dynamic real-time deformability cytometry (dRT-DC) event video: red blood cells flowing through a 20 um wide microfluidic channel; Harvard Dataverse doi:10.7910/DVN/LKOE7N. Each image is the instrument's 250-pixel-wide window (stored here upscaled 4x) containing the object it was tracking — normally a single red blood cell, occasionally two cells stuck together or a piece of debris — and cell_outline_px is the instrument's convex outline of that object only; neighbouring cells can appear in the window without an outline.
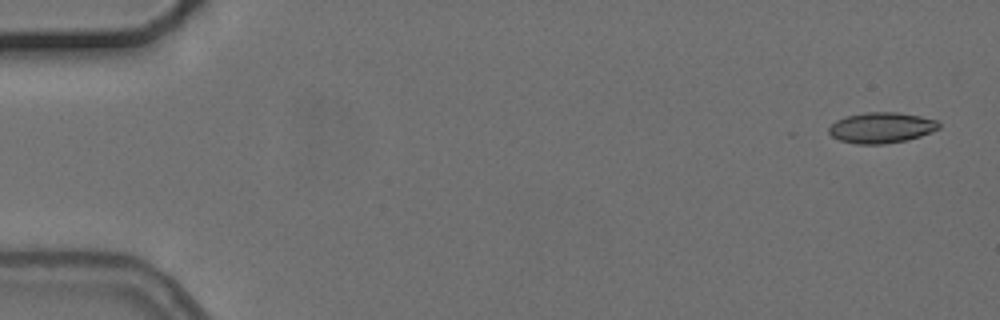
{"species": "common noctule bat (a hibernating species)", "species_latin": "Nyctalus noctula", "temperature_condition": "cold", "stored_images_in_passage": 7, "camera_frame_rate_fps": 3000, "um_per_image_px": 0.085, "animal": {"sex": "female", "body_mass_g": 24.6, "forearm_length_mm": 56.2}, "frame": {"image": 1, "passage_image": 1, "time_ms": 0.0, "image_size_px": [1000, 320], "cell_outline_px": [[940, 128], [920, 136], [908, 140], [884, 144], [856, 144], [840, 140], [832, 136], [828, 132], [828, 128], [836, 120], [844, 116], [864, 112], [896, 112], [920, 116], [936, 120], [940, 124]], "centroid_in_image_um": [74.9, 10.85], "position_along_channel_um": 10.1, "area_um2": 19.77}}
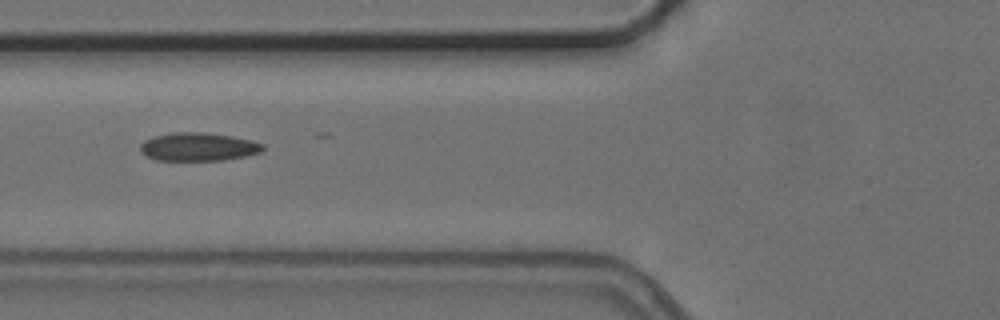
{"frame": {"image": 2, "passage_image": 6, "time_ms": 6.333, "image_size_px": [1000, 320], "cell_outline_px": [[264, 148], [260, 152], [244, 156], [224, 160], [156, 160], [140, 152], [140, 144], [144, 140], [152, 136], [172, 132], [204, 132], [232, 136], [252, 140], [264, 144]], "centroid_in_image_um": [16.83, 12.47], "position_along_channel_um": 109.0, "area_um2": 20.29}}
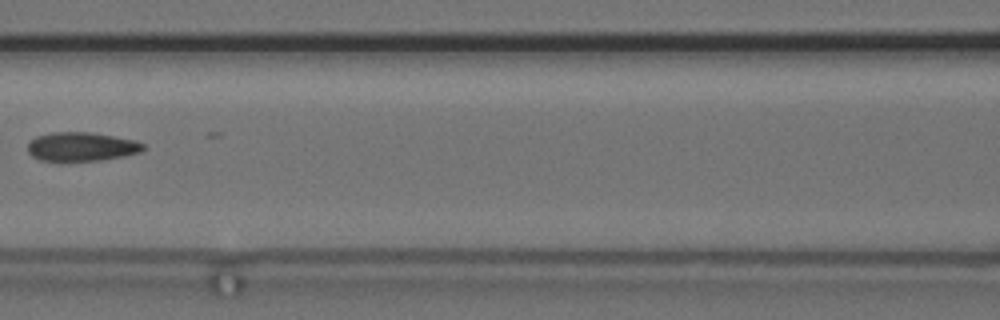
{"frame": {"image": 3, "passage_image": 7, "time_ms": 7.667, "image_size_px": [1000, 320], "cell_outline_px": [[148, 148], [140, 152], [124, 156], [104, 160], [60, 164], [40, 160], [32, 156], [28, 152], [28, 140], [36, 136], [52, 132], [88, 132], [136, 140], [144, 144]], "centroid_in_image_um": [6.89, 12.51], "position_along_channel_um": 159.7, "area_um2": 20.4}}